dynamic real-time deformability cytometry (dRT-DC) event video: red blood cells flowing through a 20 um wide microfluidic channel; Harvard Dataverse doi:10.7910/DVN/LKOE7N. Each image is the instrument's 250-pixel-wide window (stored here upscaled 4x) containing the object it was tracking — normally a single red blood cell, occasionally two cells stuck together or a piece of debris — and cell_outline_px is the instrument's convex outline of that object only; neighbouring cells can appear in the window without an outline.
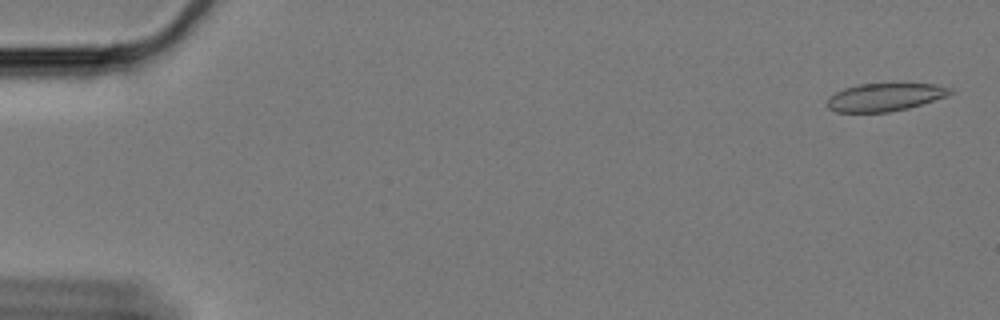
{"species": "Egyptian fruit bat (a non-hibernating species)", "species_latin": "Rousettus aegyptiacus", "temperature_condition": "cold", "stored_images_in_passage": 60, "camera_frame_rate_fps": 3000, "um_per_image_px": 0.085, "animal": {"sex": "female"}, "frame": {"image": 1, "passage_image": 2, "time_ms": 0.333, "image_size_px": [1000, 320], "cell_outline_px": [[956, 92], [948, 96], [908, 108], [888, 112], [836, 112], [828, 108], [828, 100], [836, 92], [844, 88], [856, 84], [936, 84], [952, 88]], "centroid_in_image_um": [75.27, 8.25], "position_along_channel_um": 9.7, "area_um2": 19.94}}
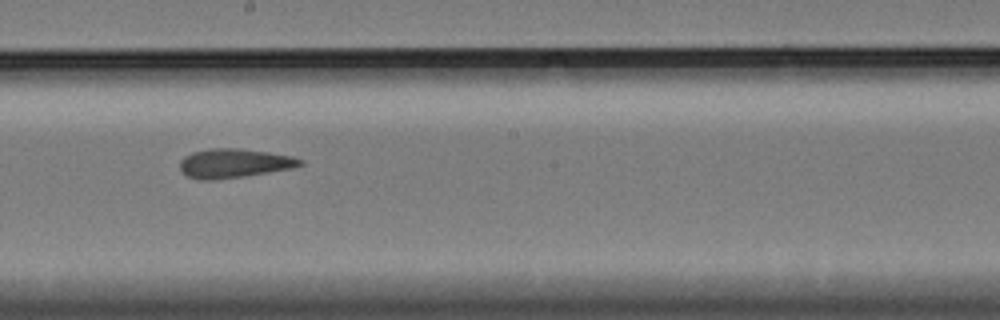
{"frame": {"image": 2, "passage_image": 34, "time_ms": 11.0, "image_size_px": [1000, 320], "cell_outline_px": [[304, 164], [288, 168], [268, 172], [212, 180], [200, 180], [188, 176], [180, 168], [180, 160], [184, 156], [192, 152], [208, 148], [240, 148], [268, 152], [292, 156], [304, 160]], "centroid_in_image_um": [19.87, 13.86], "position_along_channel_um": 228.3, "area_um2": 20.17}}
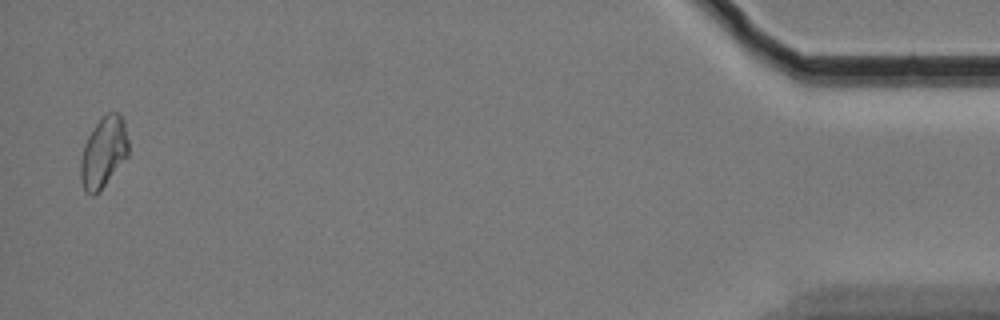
{"frame": {"image": 3, "passage_image": 59, "time_ms": 19.333, "image_size_px": [1000, 320], "cell_outline_px": [[128, 156], [100, 192], [92, 196], [84, 192], [80, 180], [80, 160], [84, 144], [92, 128], [108, 112], [120, 112], [124, 120], [128, 140]], "centroid_in_image_um": [8.79, 12.98], "position_along_channel_um": 426.4, "area_um2": 20.06}, "authors_computed_cell_mechanics": {"area_um2": 20.23, "velocity_mm_per_s": 3.3399, "shape_relaxation_time_tau1_ms": null, "shape_relaxation_time_tau2_ms": 4.9357, "deformation_change_tau1": null, "deformation_change_tau2": 0.1034}}